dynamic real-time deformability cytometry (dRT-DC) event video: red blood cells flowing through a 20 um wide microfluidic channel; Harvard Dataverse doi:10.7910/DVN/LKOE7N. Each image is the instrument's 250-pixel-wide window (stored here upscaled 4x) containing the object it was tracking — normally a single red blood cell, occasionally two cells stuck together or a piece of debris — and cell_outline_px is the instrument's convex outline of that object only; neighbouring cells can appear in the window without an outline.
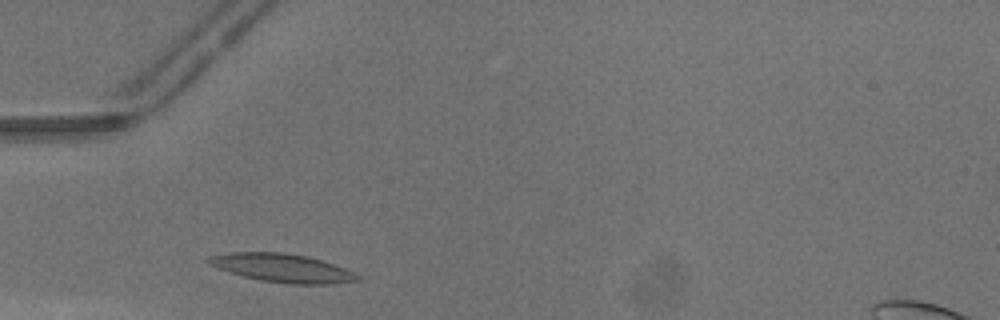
{"species": "common noctule bat (a hibernating species)", "species_latin": "Nyctalus noctula", "temperature_condition": "warm", "stored_images_in_passage": 15, "camera_frame_rate_fps": 3000, "um_per_image_px": 0.085, "animal": {"sex": "male", "body_mass_g": 13.3}, "frame": {"image": 1, "passage_image": 2, "time_ms": 0.333, "image_size_px": [1000, 320], "cell_outline_px": [[364, 280], [328, 284], [292, 284], [260, 280], [228, 272], [208, 264], [204, 260], [208, 256], [228, 252], [284, 252], [308, 256], [344, 268], [360, 276]], "centroid_in_image_um": [23.96, 22.77], "position_along_channel_um": 61.0, "area_um2": 24.74}}
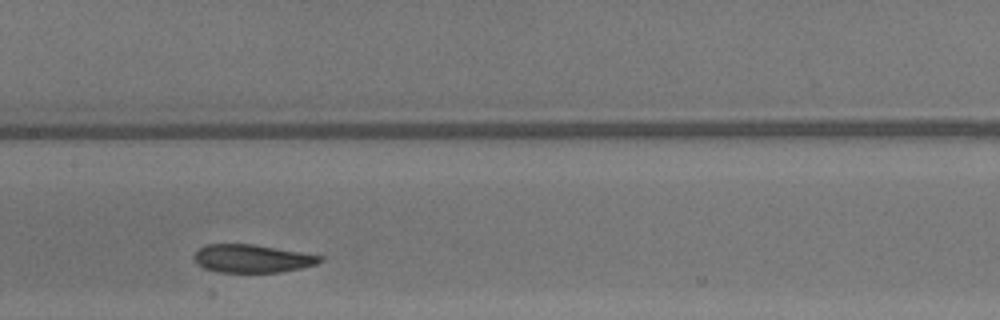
{"frame": {"image": 2, "passage_image": 11, "time_ms": 3.333, "image_size_px": [1000, 320], "cell_outline_px": [[324, 260], [316, 264], [300, 268], [280, 272], [220, 272], [204, 268], [196, 264], [192, 256], [200, 248], [208, 244], [252, 244], [324, 256]], "centroid_in_image_um": [21.42, 21.98], "position_along_channel_um": 186.0, "area_um2": 20.52}}
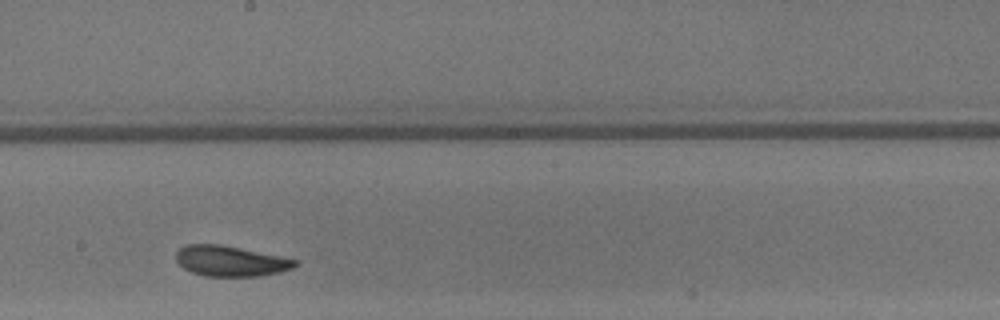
{"frame": {"image": 3, "passage_image": 14, "time_ms": 4.333, "image_size_px": [1000, 320], "cell_outline_px": [[300, 264], [292, 268], [280, 272], [260, 276], [204, 276], [192, 272], [184, 268], [176, 260], [176, 252], [184, 244], [220, 244], [300, 260]], "centroid_in_image_um": [19.61, 22.19], "position_along_channel_um": 228.6, "area_um2": 21.21}}